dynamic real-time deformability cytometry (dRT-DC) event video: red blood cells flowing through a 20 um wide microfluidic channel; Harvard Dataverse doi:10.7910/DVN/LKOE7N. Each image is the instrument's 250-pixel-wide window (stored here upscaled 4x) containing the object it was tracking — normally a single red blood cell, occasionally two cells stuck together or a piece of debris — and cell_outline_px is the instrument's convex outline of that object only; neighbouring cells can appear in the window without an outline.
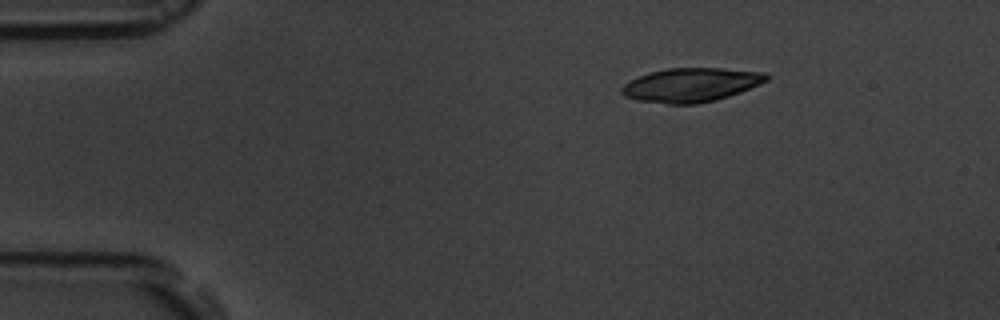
{"species": "common noctule bat (a hibernating species)", "species_latin": "Nyctalus noctula", "temperature_condition": "room temperature", "stored_images_in_passage": 4, "camera_frame_rate_fps": 3000, "um_per_image_px": 0.085, "animal": {"sex": "male", "body_mass_g": 19.5, "forearm_length_mm": 54.6}, "frame": {"image": 1, "passage_image": 1, "time_ms": 0.0, "image_size_px": [1000, 320], "cell_outline_px": [[768, 80], [760, 84], [740, 92], [716, 100], [696, 104], [668, 104], [640, 100], [624, 96], [620, 92], [620, 88], [624, 84], [648, 72], [668, 68], [720, 68], [764, 72], [768, 76]], "centroid_in_image_um": [58.73, 7.21], "position_along_channel_um": 26.3, "area_um2": 28.5}}